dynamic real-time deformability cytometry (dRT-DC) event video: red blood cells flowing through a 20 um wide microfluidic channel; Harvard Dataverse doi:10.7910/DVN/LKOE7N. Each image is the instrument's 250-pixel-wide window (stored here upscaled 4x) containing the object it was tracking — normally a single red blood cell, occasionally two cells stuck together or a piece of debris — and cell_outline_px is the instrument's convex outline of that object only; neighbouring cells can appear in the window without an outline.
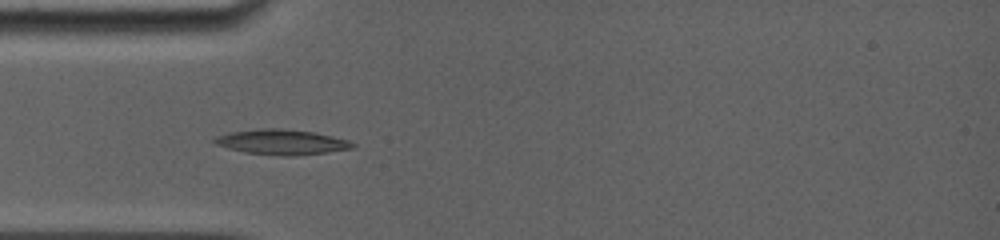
{"species": "common noctule bat (a hibernating species)", "species_latin": "Nyctalus noctula", "temperature_condition": "room temperature", "stored_images_in_passage": 7, "camera_frame_rate_fps": 5000, "um_per_image_px": 0.085, "animal": {"sex": "female", "body_mass_g": 19.0, "forearm_length_mm": 56.7}, "frame": {"image": 1, "passage_image": 2, "time_ms": 1.2, "image_size_px": [1000, 240], "cell_outline_px": [[356, 148], [324, 152], [288, 156], [284, 156], [244, 152], [228, 148], [216, 144], [212, 140], [216, 136], [228, 132], [264, 128], [280, 128], [316, 132], [348, 140], [356, 144]], "centroid_in_image_um": [23.94, 12.06], "position_along_channel_um": 61.1, "area_um2": 20.17}}
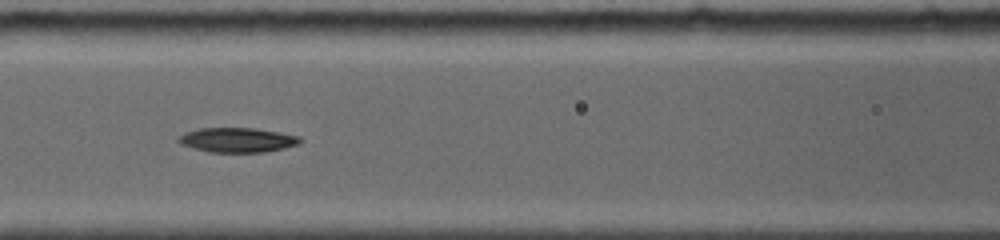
{"frame": {"image": 2, "passage_image": 4, "time_ms": 3.4, "image_size_px": [1000, 240], "cell_outline_px": [[304, 140], [296, 144], [284, 148], [264, 152], [208, 152], [180, 144], [176, 140], [180, 136], [188, 132], [200, 128], [256, 128], [280, 132], [300, 136]], "centroid_in_image_um": [20.2, 11.9], "position_along_channel_um": 146.4, "area_um2": 17.4}}
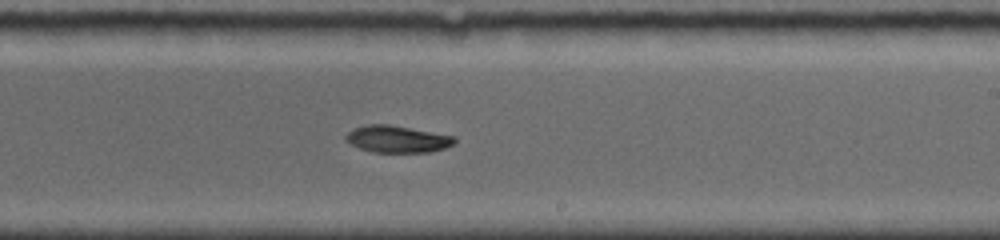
{"frame": {"image": 3, "passage_image": 7, "time_ms": 6.2, "image_size_px": [1000, 240], "cell_outline_px": [[456, 140], [452, 144], [444, 148], [428, 152], [372, 152], [360, 148], [352, 144], [344, 136], [352, 128], [368, 124], [388, 124], [456, 136]], "centroid_in_image_um": [33.76, 11.81], "position_along_channel_um": 255.2, "area_um2": 16.94}}